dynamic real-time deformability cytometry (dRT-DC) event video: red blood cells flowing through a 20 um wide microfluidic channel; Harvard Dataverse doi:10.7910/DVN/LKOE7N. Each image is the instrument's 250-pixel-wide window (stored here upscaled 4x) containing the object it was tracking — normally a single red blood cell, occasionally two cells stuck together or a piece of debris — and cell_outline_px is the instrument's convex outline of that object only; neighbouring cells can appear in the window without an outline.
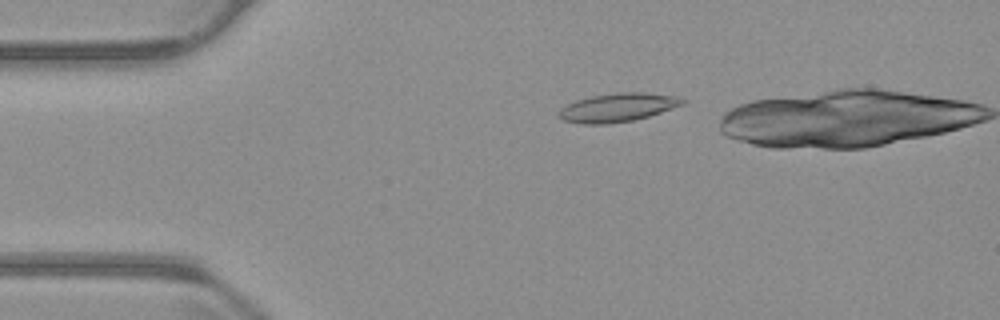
{"species": "common noctule bat (a hibernating species)", "species_latin": "Nyctalus noctula", "temperature_condition": "warm", "stored_images_in_passage": 45, "camera_frame_rate_fps": 3000, "um_per_image_px": 0.085, "animal": {"sex": "male", "body_mass_g": 23.1, "forearm_length_mm": 52.7}, "frame": {"image": 1, "passage_image": 11, "time_ms": 3.333, "image_size_px": [1000, 320], "cell_outline_px": [[688, 100], [684, 104], [648, 116], [632, 120], [608, 124], [584, 124], [564, 120], [556, 116], [556, 112], [560, 108], [576, 100], [592, 96], [616, 92], [644, 92], [680, 96]], "centroid_in_image_um": [52.5, 9.12], "position_along_channel_um": 32.5, "area_um2": 20.75}}
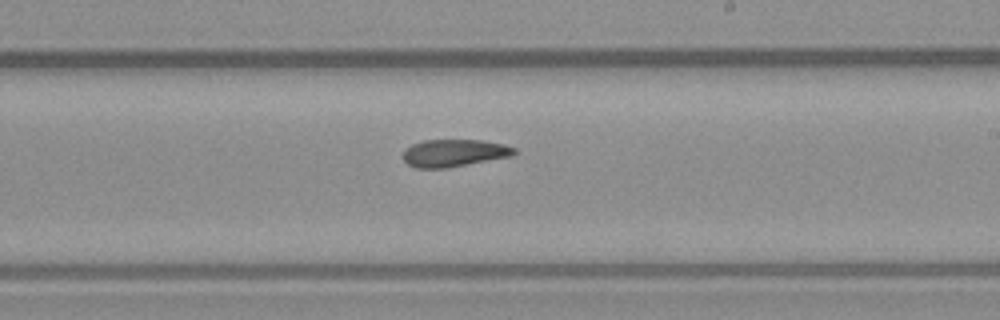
{"frame": {"image": 2, "passage_image": 32, "time_ms": 10.333, "image_size_px": [1000, 320], "cell_outline_px": [[520, 152], [512, 156], [444, 168], [416, 168], [408, 164], [404, 160], [404, 148], [412, 144], [424, 140], [484, 140], [504, 144], [516, 148]], "centroid_in_image_um": [38.63, 12.99], "position_along_channel_um": 250.4, "area_um2": 17.8}}
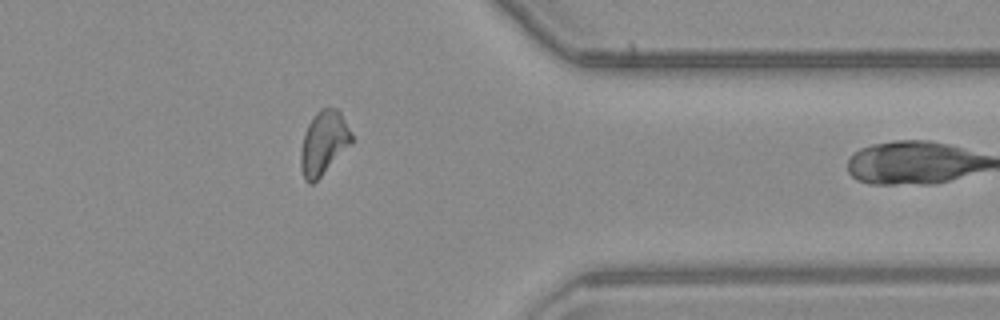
{"frame": {"image": 3, "passage_image": 44, "time_ms": 14.333, "image_size_px": [1000, 320], "cell_outline_px": [[352, 144], [312, 184], [308, 184], [304, 180], [300, 168], [300, 152], [304, 132], [308, 124], [316, 112], [320, 108], [336, 108], [340, 112], [352, 132]], "centroid_in_image_um": [27.5, 12.15], "position_along_channel_um": 383.9, "area_um2": 18.96}}